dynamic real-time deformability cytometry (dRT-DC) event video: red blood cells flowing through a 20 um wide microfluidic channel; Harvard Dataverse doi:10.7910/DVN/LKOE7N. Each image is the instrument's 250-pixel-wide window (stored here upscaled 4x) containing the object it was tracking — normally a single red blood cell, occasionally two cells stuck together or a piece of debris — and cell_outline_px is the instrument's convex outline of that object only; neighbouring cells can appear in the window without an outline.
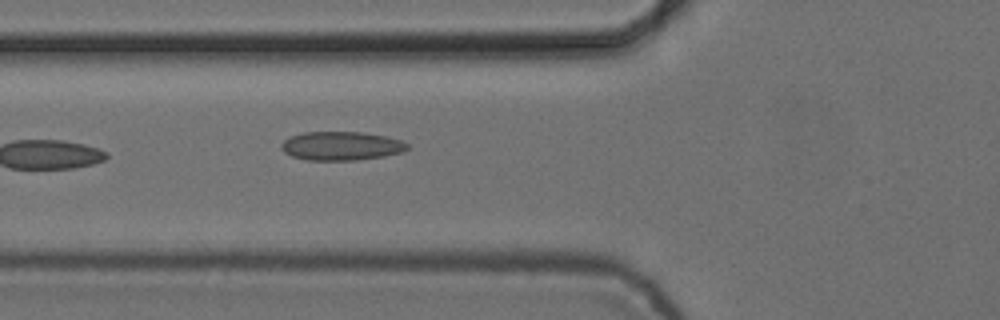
{"species": "common noctule bat (a hibernating species)", "species_latin": "Nyctalus noctula", "temperature_condition": "cold", "stored_images_in_passage": 6, "camera_frame_rate_fps": 3000, "um_per_image_px": 0.085, "animal": {"sex": "female", "body_mass_g": 24.6, "forearm_length_mm": 56.2}, "frame": {"image": 1, "passage_image": 6, "time_ms": 1.667, "image_size_px": [1000, 320], "cell_outline_px": [[408, 148], [400, 152], [384, 156], [356, 160], [308, 160], [292, 156], [284, 152], [280, 148], [280, 144], [284, 140], [292, 136], [304, 132], [364, 132], [388, 136], [400, 140], [408, 144]], "centroid_in_image_um": [29.0, 12.4], "position_along_channel_um": 96.8, "area_um2": 21.1}}